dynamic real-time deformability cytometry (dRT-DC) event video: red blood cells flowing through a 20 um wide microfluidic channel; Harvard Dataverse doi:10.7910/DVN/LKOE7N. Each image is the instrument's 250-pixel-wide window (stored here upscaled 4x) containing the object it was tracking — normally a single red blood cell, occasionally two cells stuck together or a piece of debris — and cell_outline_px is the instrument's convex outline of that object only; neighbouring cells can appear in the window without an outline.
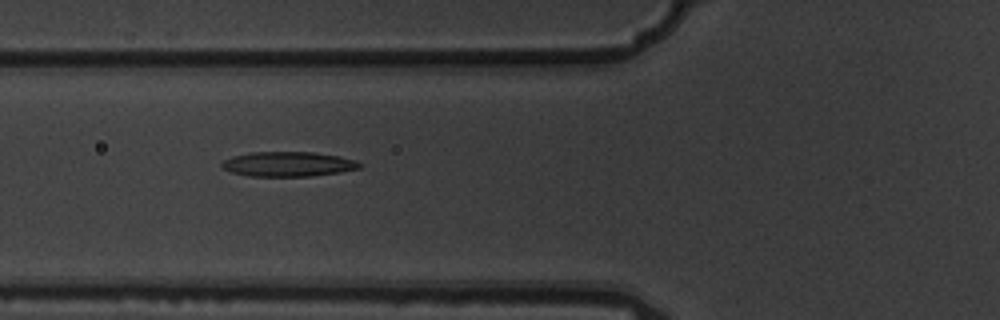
{"species": "common noctule bat (a hibernating species)", "species_latin": "Nyctalus noctula", "temperature_condition": "warm", "stored_images_in_passage": 7, "camera_frame_rate_fps": 3000, "um_per_image_px": 0.085, "animal": {"sex": "male", "body_mass_g": 19.5, "forearm_length_mm": 54.6}, "frame": {"image": 1, "passage_image": 2, "time_ms": 0.333, "image_size_px": [1000, 320], "cell_outline_px": [[364, 164], [360, 168], [340, 172], [312, 176], [248, 176], [232, 172], [224, 168], [220, 164], [224, 160], [232, 156], [252, 152], [316, 152], [340, 156], [356, 160]], "centroid_in_image_um": [24.54, 13.94], "position_along_channel_um": 101.3, "area_um2": 20.0}}
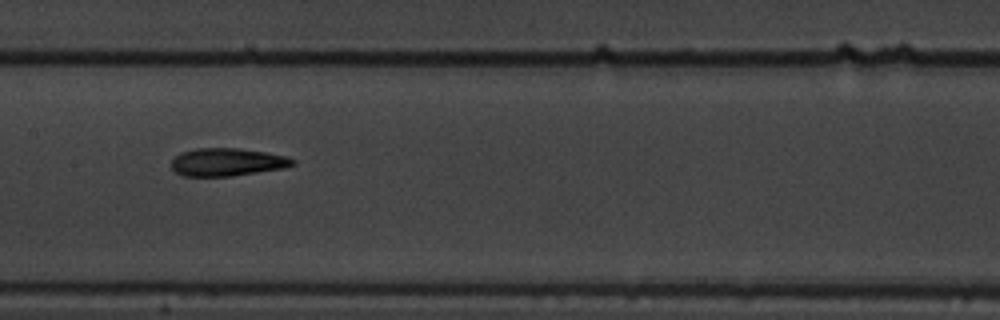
{"frame": {"image": 2, "passage_image": 4, "time_ms": 1.0, "image_size_px": [1000, 320], "cell_outline_px": [[296, 164], [284, 168], [232, 176], [184, 176], [176, 172], [172, 168], [172, 160], [180, 152], [196, 148], [240, 148], [268, 152], [284, 156], [296, 160]], "centroid_in_image_um": [19.32, 13.77], "position_along_channel_um": 188.1, "area_um2": 19.77}}
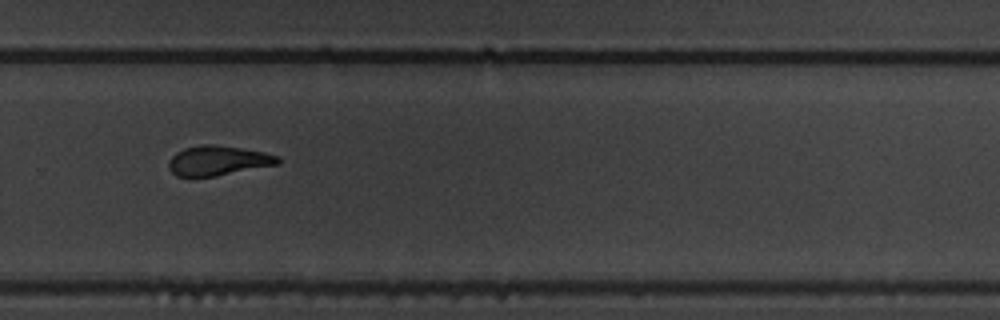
{"frame": {"image": 3, "passage_image": 7, "time_ms": 2.0, "image_size_px": [1000, 320], "cell_outline_px": [[280, 164], [216, 176], [176, 176], [168, 168], [168, 160], [176, 152], [184, 148], [204, 144], [212, 144], [240, 148], [264, 152], [280, 156]], "centroid_in_image_um": [18.54, 13.65], "position_along_channel_um": 311.3, "area_um2": 18.96}}